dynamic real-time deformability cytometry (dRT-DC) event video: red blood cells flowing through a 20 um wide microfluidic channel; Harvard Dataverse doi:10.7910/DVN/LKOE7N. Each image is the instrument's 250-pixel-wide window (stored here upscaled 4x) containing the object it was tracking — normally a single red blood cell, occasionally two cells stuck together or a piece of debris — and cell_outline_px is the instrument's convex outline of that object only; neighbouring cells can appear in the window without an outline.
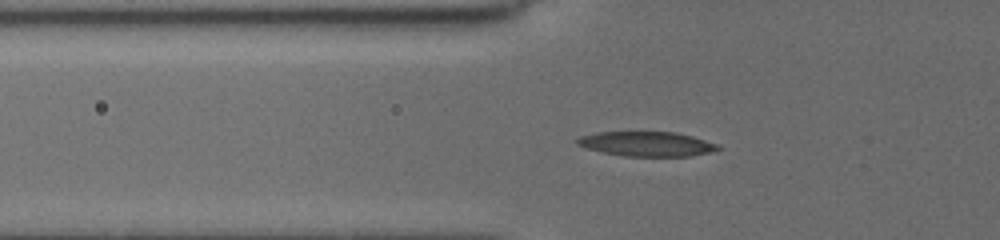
{"species": "common noctule bat (a hibernating species)", "species_latin": "Nyctalus noctula", "temperature_condition": "cold", "stored_images_in_passage": 58, "camera_frame_rate_fps": 3000, "um_per_image_px": 0.085, "animal": {"sex": "female", "body_mass_g": 19.5, "forearm_length_mm": 54.1}, "frame": {"image": 1, "passage_image": 23, "time_ms": 7.333, "image_size_px": [1000, 240], "cell_outline_px": [[720, 148], [708, 152], [688, 156], [624, 156], [600, 152], [584, 148], [576, 144], [576, 140], [580, 136], [596, 132], [676, 132], [692, 136], [720, 144]], "centroid_in_image_um": [54.92, 12.23], "position_along_channel_um": 70.9, "area_um2": 20.29}}
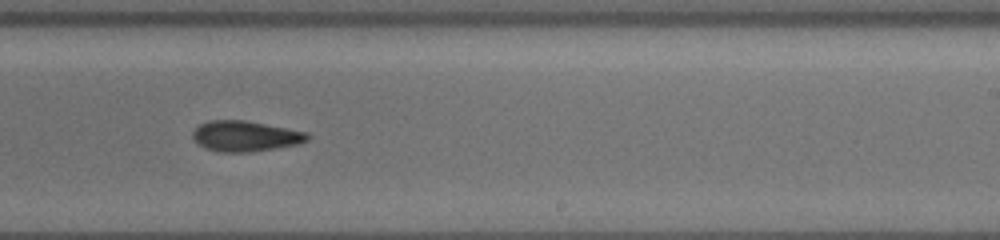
{"frame": {"image": 2, "passage_image": 39, "time_ms": 12.667, "image_size_px": [1000, 240], "cell_outline_px": [[312, 136], [308, 140], [296, 144], [276, 148], [252, 152], [216, 152], [200, 144], [192, 136], [192, 132], [200, 124], [208, 120], [244, 120], [308, 132]], "centroid_in_image_um": [20.88, 11.57], "position_along_channel_um": 268.1, "area_um2": 20.35}}
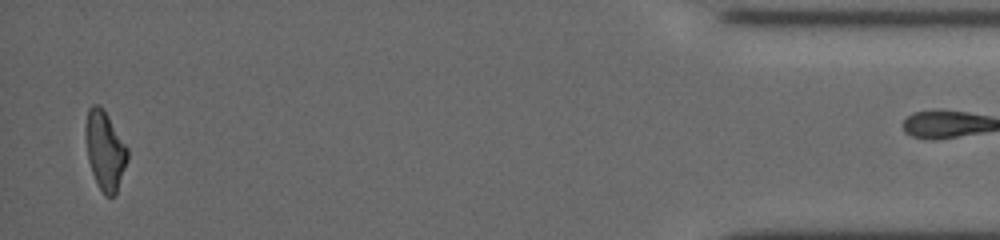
{"frame": {"image": 3, "passage_image": 57, "time_ms": 18.667, "image_size_px": [1000, 240], "cell_outline_px": [[128, 160], [116, 192], [112, 196], [104, 196], [92, 172], [88, 160], [84, 136], [84, 128], [88, 108], [92, 104], [96, 104], [104, 108], [128, 148]], "centroid_in_image_um": [8.9, 12.73], "position_along_channel_um": 426.3, "area_um2": 19.42}}